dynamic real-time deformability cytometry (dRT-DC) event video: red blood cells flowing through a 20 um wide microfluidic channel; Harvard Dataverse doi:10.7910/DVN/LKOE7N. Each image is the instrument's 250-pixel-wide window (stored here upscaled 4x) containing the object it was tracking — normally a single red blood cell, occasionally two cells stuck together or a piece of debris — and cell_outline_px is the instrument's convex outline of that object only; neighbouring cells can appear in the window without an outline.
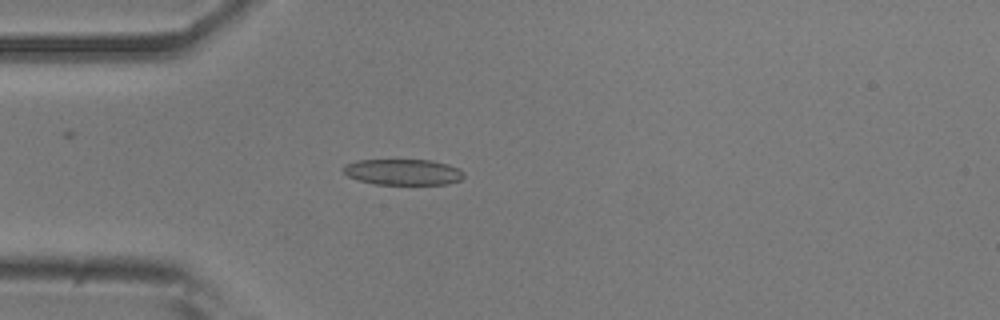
{"species": "common noctule bat (a hibernating species)", "species_latin": "Nyctalus noctula", "temperature_condition": "room temperature", "stored_images_in_passage": 52, "camera_frame_rate_fps": 3000, "um_per_image_px": 0.085, "animal": {"sex": "male", "body_mass_g": 20.5, "forearm_length_mm": 52.5}, "frame": {"image": 1, "passage_image": 14, "time_ms": 4.333, "image_size_px": [1000, 320], "cell_outline_px": [[464, 176], [460, 180], [448, 184], [376, 184], [356, 180], [348, 176], [340, 168], [344, 164], [356, 160], [432, 160], [448, 164], [460, 168], [464, 172]], "centroid_in_image_um": [34.24, 14.62], "position_along_channel_um": 50.8, "area_um2": 18.44}}
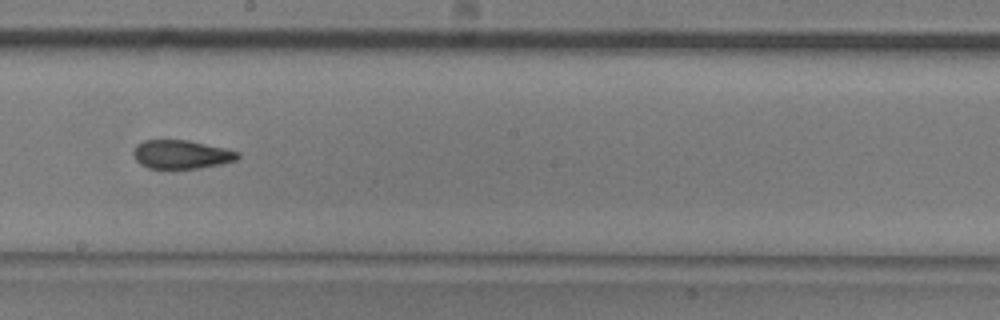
{"frame": {"image": 2, "passage_image": 29, "time_ms": 9.333, "image_size_px": [1000, 320], "cell_outline_px": [[240, 156], [236, 160], [220, 164], [200, 168], [148, 168], [140, 164], [136, 160], [132, 152], [136, 144], [144, 140], [188, 140], [224, 148], [240, 152]], "centroid_in_image_um": [15.4, 13.12], "position_along_channel_um": 232.8, "area_um2": 17.4}}
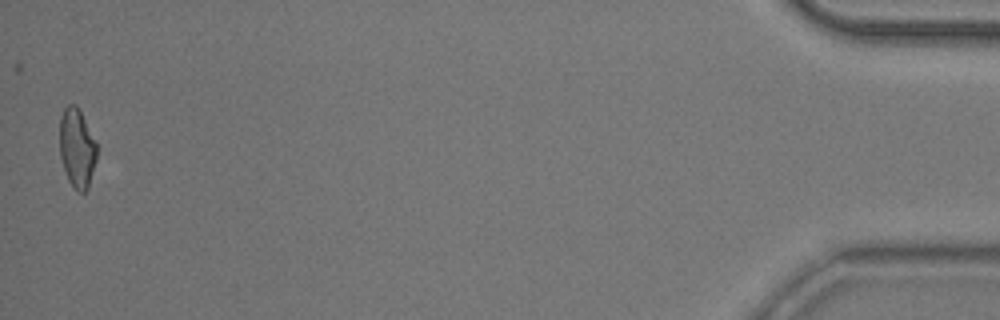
{"frame": {"image": 3, "passage_image": 52, "time_ms": 17.0, "image_size_px": [1000, 320], "cell_outline_px": [[96, 160], [88, 188], [84, 192], [76, 192], [68, 180], [60, 156], [60, 116], [64, 108], [68, 104], [76, 104], [96, 140]], "centroid_in_image_um": [6.54, 12.58], "position_along_channel_um": 428.7, "area_um2": 17.17}, "authors_computed_cell_mechanics": {"area_um2": 18.207, "velocity_mm_per_s": 3.7973, "shape_relaxation_time_tau1_ms": 6.6142, "shape_relaxation_time_tau2_ms": 2.3963, "deformation_change_tau1": 0.1687, "deformation_change_tau2": 0.0997}}